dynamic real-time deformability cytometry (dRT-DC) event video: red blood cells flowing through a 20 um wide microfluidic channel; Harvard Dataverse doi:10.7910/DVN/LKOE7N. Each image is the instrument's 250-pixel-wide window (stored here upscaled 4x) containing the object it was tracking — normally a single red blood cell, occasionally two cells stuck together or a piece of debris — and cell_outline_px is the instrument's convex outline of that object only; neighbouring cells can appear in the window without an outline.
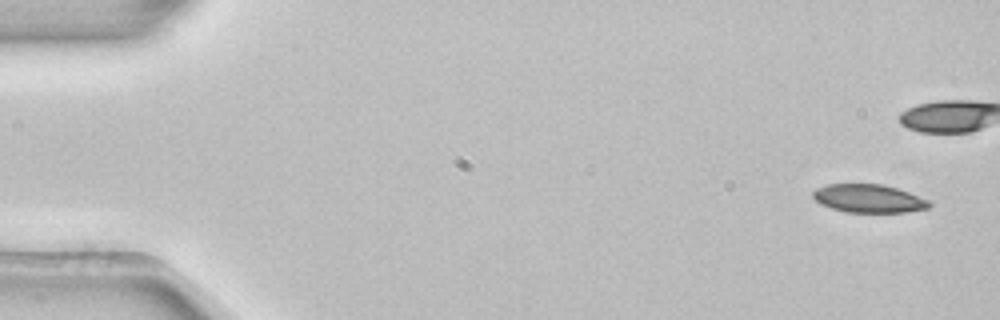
{"species": "common noctule bat (a hibernating species)", "species_latin": "Nyctalus noctula", "temperature_condition": "room temperature", "stored_images_in_passage": 5, "camera_frame_rate_fps": 3000, "um_per_image_px": 0.085, "animal": {"sex": "female", "body_mass_g": 22.7, "forearm_length_mm": 54.2}, "frame": {"image": 1, "passage_image": 1, "time_ms": 0.0, "image_size_px": [1000, 320], "cell_outline_px": [[932, 204], [928, 208], [908, 212], [848, 212], [832, 208], [820, 204], [812, 196], [812, 192], [816, 188], [828, 184], [884, 184], [908, 192], [928, 200]], "centroid_in_image_um": [73.83, 16.87], "position_along_channel_um": 11.2, "area_um2": 19.07}}
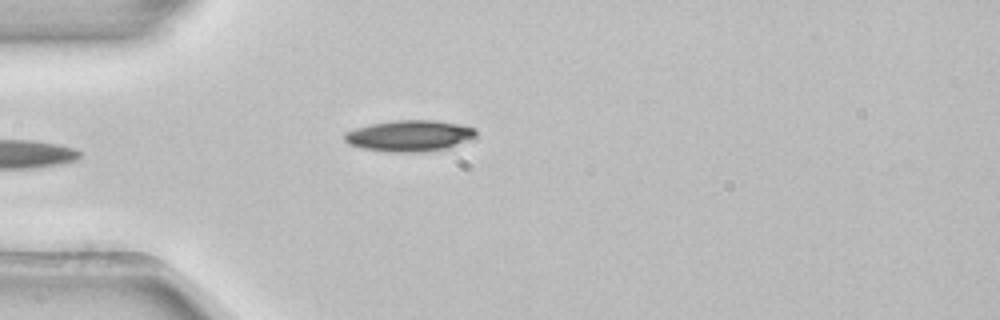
{"frame": {"image": 2, "passage_image": 5, "time_ms": 1.333, "image_size_px": [1000, 320], "cell_outline_px": [[476, 136], [448, 148], [416, 152], [392, 152], [364, 148], [352, 144], [344, 140], [344, 132], [356, 128], [372, 124], [396, 120], [436, 120], [460, 124], [476, 128]], "centroid_in_image_um": [34.83, 11.53], "position_along_channel_um": 50.2, "area_um2": 23.58}}